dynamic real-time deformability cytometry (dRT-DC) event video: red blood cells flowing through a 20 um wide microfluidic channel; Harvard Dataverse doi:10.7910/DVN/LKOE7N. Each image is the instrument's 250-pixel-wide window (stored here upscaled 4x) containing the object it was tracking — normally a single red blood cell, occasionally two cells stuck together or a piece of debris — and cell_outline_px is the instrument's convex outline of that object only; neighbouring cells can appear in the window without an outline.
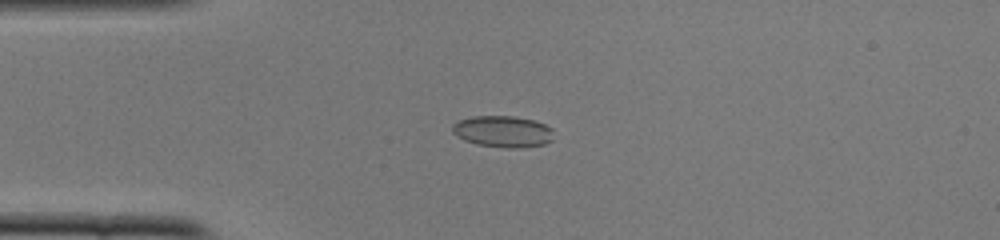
{"species": "common noctule bat (a hibernating species)", "species_latin": "Nyctalus noctula", "temperature_condition": "cold", "stored_images_in_passage": 51, "camera_frame_rate_fps": 3000, "um_per_image_px": 0.085, "animal": {"sex": "female", "body_mass_g": 22.0, "forearm_length_mm": 56.7}, "frame": {"image": 1, "passage_image": 13, "time_ms": 4.0, "image_size_px": [1000, 240], "cell_outline_px": [[552, 140], [544, 144], [520, 148], [508, 148], [476, 144], [464, 140], [452, 132], [452, 124], [456, 120], [472, 116], [512, 116], [536, 120], [552, 128]], "centroid_in_image_um": [42.72, 11.17], "position_along_channel_um": 42.3, "area_um2": 18.73}}
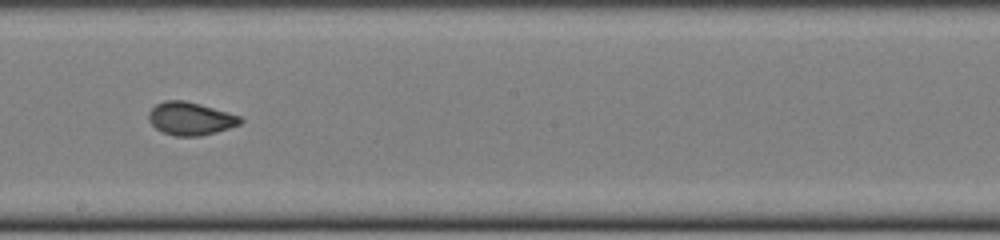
{"frame": {"image": 2, "passage_image": 29, "time_ms": 9.333, "image_size_px": [1000, 240], "cell_outline_px": [[244, 120], [240, 124], [216, 132], [200, 136], [176, 136], [164, 132], [156, 128], [148, 120], [148, 112], [156, 104], [164, 100], [184, 100], [200, 104], [228, 112], [240, 116]], "centroid_in_image_um": [16.18, 10.07], "position_along_channel_um": 232.0, "area_um2": 17.57}}
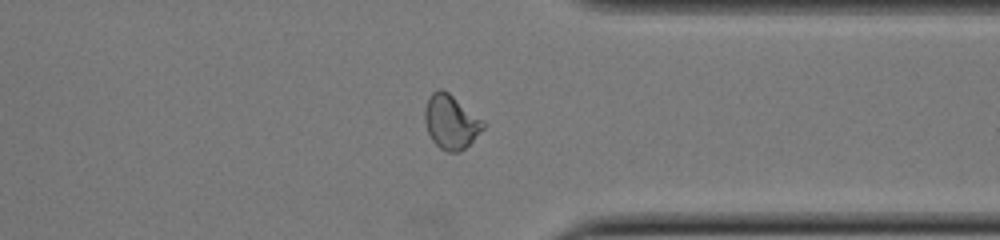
{"frame": {"image": 3, "passage_image": 40, "time_ms": 13.0, "image_size_px": [1000, 240], "cell_outline_px": [[484, 128], [460, 152], [448, 152], [440, 148], [432, 140], [428, 132], [424, 120], [424, 112], [428, 100], [432, 92], [440, 88], [448, 92], [484, 120]], "centroid_in_image_um": [38.32, 10.35], "position_along_channel_um": 373.1, "area_um2": 18.21}, "authors_computed_cell_mechanics": {"area_um2": 17.9758, "velocity_mm_per_s": 3.9262, "shape_relaxation_time_tau1_ms": 8.005, "shape_relaxation_time_tau2_ms": 1.0286, "deformation_change_tau1": 0.1842, "deformation_change_tau2": 0.0476}}